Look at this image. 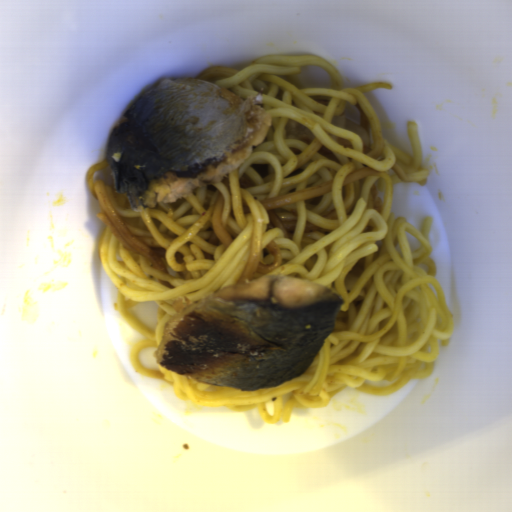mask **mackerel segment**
I'll use <instances>...</instances> for the list:
<instances>
[{"label": "mackerel segment", "mask_w": 512, "mask_h": 512, "mask_svg": "<svg viewBox=\"0 0 512 512\" xmlns=\"http://www.w3.org/2000/svg\"><path fill=\"white\" fill-rule=\"evenodd\" d=\"M344 303L332 288L289 275L221 287L167 322L153 356L210 385L279 387L308 370Z\"/></svg>", "instance_id": "14911b7f"}, {"label": "mackerel segment", "mask_w": 512, "mask_h": 512, "mask_svg": "<svg viewBox=\"0 0 512 512\" xmlns=\"http://www.w3.org/2000/svg\"><path fill=\"white\" fill-rule=\"evenodd\" d=\"M265 100L202 78H162L132 102L109 136L115 191L138 212L219 184L265 141L273 123Z\"/></svg>", "instance_id": "c1d32c5f"}]
</instances>
